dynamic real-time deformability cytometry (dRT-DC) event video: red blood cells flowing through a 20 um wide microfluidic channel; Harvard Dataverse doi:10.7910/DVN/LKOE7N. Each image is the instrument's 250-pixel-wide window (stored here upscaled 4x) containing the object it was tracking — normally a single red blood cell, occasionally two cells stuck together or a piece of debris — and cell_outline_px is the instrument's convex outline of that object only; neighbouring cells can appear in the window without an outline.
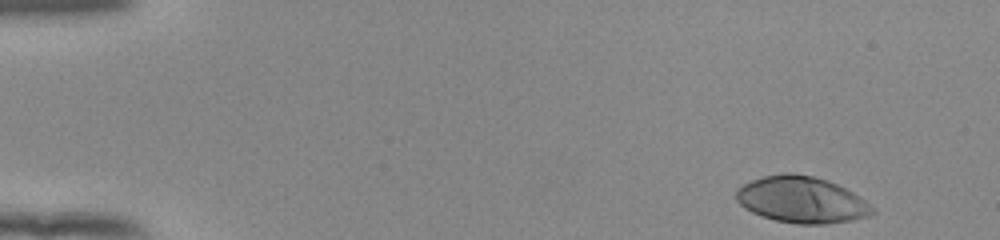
{"species": "human", "species_latin": "Homo sapiens", "temperature_condition": "room temperature", "stored_images_in_passage": 13, "segment_of_instrument_passage": [1, 2], "camera_frame_rate_fps": 3000, "um_per_image_px": 0.085, "donor": {"sex": "female"}, "frame": {"image": 1, "passage_image": 1, "time_ms": 0.0, "image_size_px": [1000, 240], "cell_outline_px": [[876, 212], [868, 216], [852, 220], [824, 224], [796, 224], [776, 220], [752, 212], [744, 208], [736, 200], [736, 188], [752, 180], [764, 176], [784, 172], [792, 172], [812, 176], [828, 180], [852, 192], [876, 208]], "centroid_in_image_um": [68.14, 16.97], "position_along_channel_um": 16.9, "area_um2": 36.82}}